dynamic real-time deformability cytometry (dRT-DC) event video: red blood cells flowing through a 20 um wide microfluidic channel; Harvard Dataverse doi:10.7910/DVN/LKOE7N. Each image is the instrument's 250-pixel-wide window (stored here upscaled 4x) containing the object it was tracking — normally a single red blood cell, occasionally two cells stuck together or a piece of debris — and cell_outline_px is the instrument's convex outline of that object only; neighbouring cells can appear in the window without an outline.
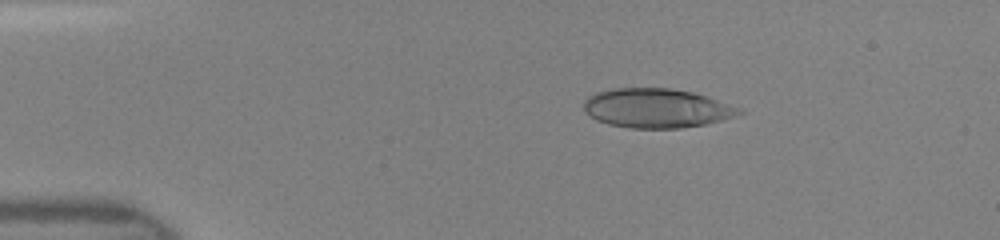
{"species": "human", "species_latin": "Homo sapiens", "temperature_condition": "room temperature", "stored_images_in_passage": 40, "camera_frame_rate_fps": 3000, "um_per_image_px": 0.085, "donor": {"sex": "female"}, "frame": {"image": 1, "passage_image": 1, "time_ms": 0.0, "image_size_px": [1000, 240], "cell_outline_px": [[744, 112], [736, 116], [704, 124], [680, 128], [628, 128], [608, 124], [596, 120], [584, 108], [584, 100], [588, 96], [596, 92], [612, 88], [672, 88], [692, 92], [744, 108]], "centroid_in_image_um": [55.83, 9.19], "position_along_channel_um": 29.2, "area_um2": 35.55}}
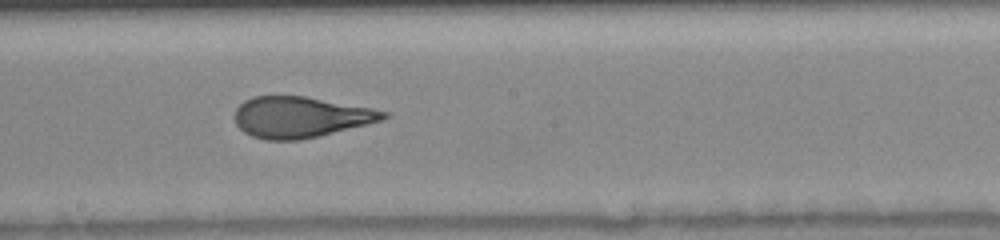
{"frame": {"image": 2, "passage_image": 19, "time_ms": 6.0, "image_size_px": [1000, 240], "cell_outline_px": [[388, 116], [384, 120], [368, 124], [300, 140], [264, 140], [252, 136], [244, 132], [236, 124], [236, 108], [244, 100], [252, 96], [304, 96], [372, 108], [388, 112]], "centroid_in_image_um": [25.54, 9.95], "position_along_channel_um": 222.7, "area_um2": 35.32}}
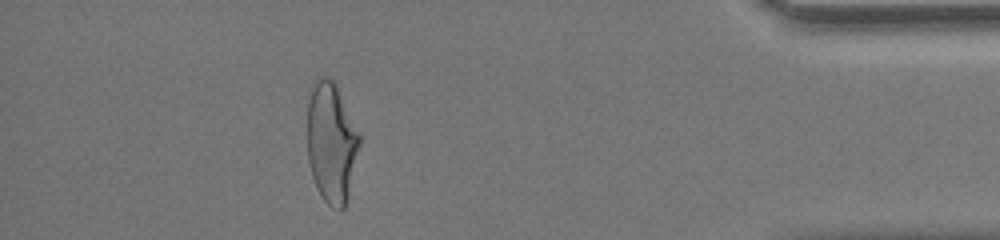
{"frame": {"image": 3, "passage_image": 35, "time_ms": 11.333, "image_size_px": [1000, 240], "cell_outline_px": [[360, 144], [344, 208], [340, 212], [328, 204], [324, 200], [316, 188], [312, 176], [308, 160], [308, 88], [312, 80], [316, 76], [324, 76], [332, 80], [336, 84], [360, 136]], "centroid_in_image_um": [28.13, 12.06], "position_along_channel_um": 407.1, "area_um2": 36.59}}